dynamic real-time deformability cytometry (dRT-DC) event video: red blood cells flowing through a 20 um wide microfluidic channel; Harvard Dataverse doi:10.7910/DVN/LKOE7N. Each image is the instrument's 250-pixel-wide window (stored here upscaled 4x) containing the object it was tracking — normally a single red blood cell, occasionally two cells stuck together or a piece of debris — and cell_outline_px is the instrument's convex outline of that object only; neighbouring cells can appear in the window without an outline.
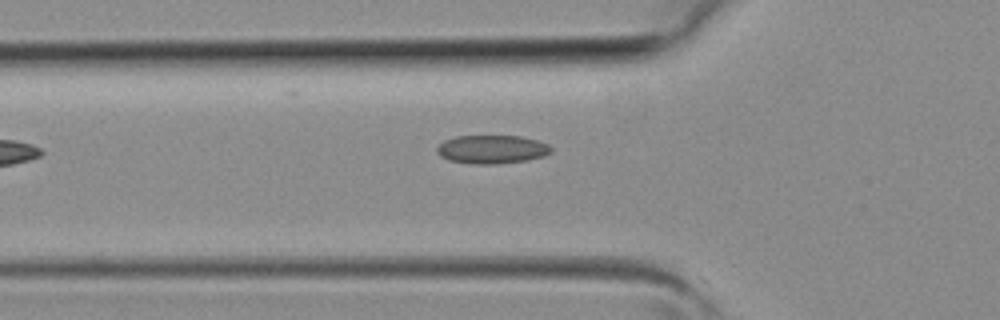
{"species": "common noctule bat (a hibernating species)", "species_latin": "Nyctalus noctula", "temperature_condition": "room temperature", "stored_images_in_passage": 6, "segment_of_instrument_passage": [1, 2], "camera_frame_rate_fps": 3000, "um_per_image_px": 0.085, "animal": {"sex": "female", "body_mass_g": 19.3, "forearm_length_mm": 54.1}, "frame": {"image": 1, "passage_image": 5, "time_ms": 1.333, "image_size_px": [1000, 320], "cell_outline_px": [[552, 152], [544, 156], [528, 160], [496, 164], [472, 164], [448, 160], [440, 156], [436, 152], [436, 148], [444, 140], [456, 136], [520, 136], [536, 140], [548, 144], [552, 148]], "centroid_in_image_um": [41.8, 12.7], "position_along_channel_um": 84.0, "area_um2": 19.07}}